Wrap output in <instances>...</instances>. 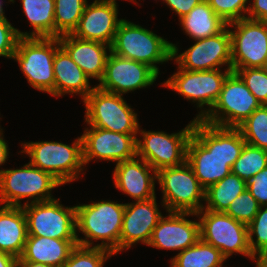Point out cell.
<instances>
[{
  "label": "cell",
  "mask_w": 267,
  "mask_h": 267,
  "mask_svg": "<svg viewBox=\"0 0 267 267\" xmlns=\"http://www.w3.org/2000/svg\"><path fill=\"white\" fill-rule=\"evenodd\" d=\"M231 36L232 72L267 67V21L243 18L227 24Z\"/></svg>",
  "instance_id": "5bb4252c"
},
{
  "label": "cell",
  "mask_w": 267,
  "mask_h": 267,
  "mask_svg": "<svg viewBox=\"0 0 267 267\" xmlns=\"http://www.w3.org/2000/svg\"><path fill=\"white\" fill-rule=\"evenodd\" d=\"M18 267H53V266L30 261H18Z\"/></svg>",
  "instance_id": "ee69618b"
},
{
  "label": "cell",
  "mask_w": 267,
  "mask_h": 267,
  "mask_svg": "<svg viewBox=\"0 0 267 267\" xmlns=\"http://www.w3.org/2000/svg\"><path fill=\"white\" fill-rule=\"evenodd\" d=\"M28 237L23 207L0 206V251L20 258Z\"/></svg>",
  "instance_id": "d4e9b609"
},
{
  "label": "cell",
  "mask_w": 267,
  "mask_h": 267,
  "mask_svg": "<svg viewBox=\"0 0 267 267\" xmlns=\"http://www.w3.org/2000/svg\"><path fill=\"white\" fill-rule=\"evenodd\" d=\"M87 3V0H55V37L73 33Z\"/></svg>",
  "instance_id": "f546056e"
},
{
  "label": "cell",
  "mask_w": 267,
  "mask_h": 267,
  "mask_svg": "<svg viewBox=\"0 0 267 267\" xmlns=\"http://www.w3.org/2000/svg\"><path fill=\"white\" fill-rule=\"evenodd\" d=\"M123 95L103 91L97 86L83 100L85 122L92 127L122 134H137V113L123 99Z\"/></svg>",
  "instance_id": "ba28073f"
},
{
  "label": "cell",
  "mask_w": 267,
  "mask_h": 267,
  "mask_svg": "<svg viewBox=\"0 0 267 267\" xmlns=\"http://www.w3.org/2000/svg\"><path fill=\"white\" fill-rule=\"evenodd\" d=\"M112 255L114 254L105 248L77 245L61 267H103Z\"/></svg>",
  "instance_id": "d6a6232c"
},
{
  "label": "cell",
  "mask_w": 267,
  "mask_h": 267,
  "mask_svg": "<svg viewBox=\"0 0 267 267\" xmlns=\"http://www.w3.org/2000/svg\"><path fill=\"white\" fill-rule=\"evenodd\" d=\"M156 174L166 212L198 213L203 209L205 189L186 161L179 166L162 168Z\"/></svg>",
  "instance_id": "52a82bcc"
},
{
  "label": "cell",
  "mask_w": 267,
  "mask_h": 267,
  "mask_svg": "<svg viewBox=\"0 0 267 267\" xmlns=\"http://www.w3.org/2000/svg\"><path fill=\"white\" fill-rule=\"evenodd\" d=\"M267 167V150L245 144L231 172L246 182Z\"/></svg>",
  "instance_id": "1f68e13d"
},
{
  "label": "cell",
  "mask_w": 267,
  "mask_h": 267,
  "mask_svg": "<svg viewBox=\"0 0 267 267\" xmlns=\"http://www.w3.org/2000/svg\"><path fill=\"white\" fill-rule=\"evenodd\" d=\"M179 21L182 30L194 41L215 36L227 27V23L214 12L206 0L196 5Z\"/></svg>",
  "instance_id": "484cf974"
},
{
  "label": "cell",
  "mask_w": 267,
  "mask_h": 267,
  "mask_svg": "<svg viewBox=\"0 0 267 267\" xmlns=\"http://www.w3.org/2000/svg\"><path fill=\"white\" fill-rule=\"evenodd\" d=\"M247 14L249 19L267 21V0H253Z\"/></svg>",
  "instance_id": "60d3db41"
},
{
  "label": "cell",
  "mask_w": 267,
  "mask_h": 267,
  "mask_svg": "<svg viewBox=\"0 0 267 267\" xmlns=\"http://www.w3.org/2000/svg\"><path fill=\"white\" fill-rule=\"evenodd\" d=\"M136 136L92 126L85 128L81 135L84 166L94 158L116 164L134 158L137 156Z\"/></svg>",
  "instance_id": "e0dca14e"
},
{
  "label": "cell",
  "mask_w": 267,
  "mask_h": 267,
  "mask_svg": "<svg viewBox=\"0 0 267 267\" xmlns=\"http://www.w3.org/2000/svg\"><path fill=\"white\" fill-rule=\"evenodd\" d=\"M75 207L76 232H82L85 237L81 239L76 235L78 245L92 247L93 240H102L94 247L108 249L114 255L119 254L125 204L101 200Z\"/></svg>",
  "instance_id": "7a4b0ae2"
},
{
  "label": "cell",
  "mask_w": 267,
  "mask_h": 267,
  "mask_svg": "<svg viewBox=\"0 0 267 267\" xmlns=\"http://www.w3.org/2000/svg\"><path fill=\"white\" fill-rule=\"evenodd\" d=\"M246 189L260 206H267V167L247 181Z\"/></svg>",
  "instance_id": "f35d334b"
},
{
  "label": "cell",
  "mask_w": 267,
  "mask_h": 267,
  "mask_svg": "<svg viewBox=\"0 0 267 267\" xmlns=\"http://www.w3.org/2000/svg\"><path fill=\"white\" fill-rule=\"evenodd\" d=\"M196 214L200 224V239L219 249L226 259L235 253L251 260L255 258L249 247L247 225L225 212L202 209Z\"/></svg>",
  "instance_id": "30bf717a"
},
{
  "label": "cell",
  "mask_w": 267,
  "mask_h": 267,
  "mask_svg": "<svg viewBox=\"0 0 267 267\" xmlns=\"http://www.w3.org/2000/svg\"><path fill=\"white\" fill-rule=\"evenodd\" d=\"M237 128L246 144L267 150V105H261Z\"/></svg>",
  "instance_id": "4dcf8cb0"
},
{
  "label": "cell",
  "mask_w": 267,
  "mask_h": 267,
  "mask_svg": "<svg viewBox=\"0 0 267 267\" xmlns=\"http://www.w3.org/2000/svg\"><path fill=\"white\" fill-rule=\"evenodd\" d=\"M190 215L197 216L191 212H168L153 229L147 246L180 252L193 246L200 239V224L185 218Z\"/></svg>",
  "instance_id": "ffe728a7"
},
{
  "label": "cell",
  "mask_w": 267,
  "mask_h": 267,
  "mask_svg": "<svg viewBox=\"0 0 267 267\" xmlns=\"http://www.w3.org/2000/svg\"><path fill=\"white\" fill-rule=\"evenodd\" d=\"M247 182L230 172L219 182L205 190V205L203 209L214 212H225L230 203L246 189Z\"/></svg>",
  "instance_id": "83f0119b"
},
{
  "label": "cell",
  "mask_w": 267,
  "mask_h": 267,
  "mask_svg": "<svg viewBox=\"0 0 267 267\" xmlns=\"http://www.w3.org/2000/svg\"><path fill=\"white\" fill-rule=\"evenodd\" d=\"M22 32L12 26L6 17L0 18V56L12 59Z\"/></svg>",
  "instance_id": "74e56055"
},
{
  "label": "cell",
  "mask_w": 267,
  "mask_h": 267,
  "mask_svg": "<svg viewBox=\"0 0 267 267\" xmlns=\"http://www.w3.org/2000/svg\"><path fill=\"white\" fill-rule=\"evenodd\" d=\"M115 165L113 179L118 190L135 201L156 197L155 181L157 174L145 160L135 156Z\"/></svg>",
  "instance_id": "44dd1931"
},
{
  "label": "cell",
  "mask_w": 267,
  "mask_h": 267,
  "mask_svg": "<svg viewBox=\"0 0 267 267\" xmlns=\"http://www.w3.org/2000/svg\"><path fill=\"white\" fill-rule=\"evenodd\" d=\"M58 39L61 47L84 71L85 75L100 82L104 75L111 46L98 41L82 40L72 34L62 35Z\"/></svg>",
  "instance_id": "7402d4cb"
},
{
  "label": "cell",
  "mask_w": 267,
  "mask_h": 267,
  "mask_svg": "<svg viewBox=\"0 0 267 267\" xmlns=\"http://www.w3.org/2000/svg\"><path fill=\"white\" fill-rule=\"evenodd\" d=\"M61 185L50 173L30 162L19 169H0V205L21 207L29 202L50 201L55 199L51 191ZM24 198L28 199L21 204Z\"/></svg>",
  "instance_id": "5b68a950"
},
{
  "label": "cell",
  "mask_w": 267,
  "mask_h": 267,
  "mask_svg": "<svg viewBox=\"0 0 267 267\" xmlns=\"http://www.w3.org/2000/svg\"><path fill=\"white\" fill-rule=\"evenodd\" d=\"M116 0H95L86 4L82 17L72 35L82 40L98 41L109 46L119 23Z\"/></svg>",
  "instance_id": "ac0fdd59"
},
{
  "label": "cell",
  "mask_w": 267,
  "mask_h": 267,
  "mask_svg": "<svg viewBox=\"0 0 267 267\" xmlns=\"http://www.w3.org/2000/svg\"><path fill=\"white\" fill-rule=\"evenodd\" d=\"M158 75L152 67L145 63L110 52L103 78L96 86L103 91L123 95L137 89L150 87Z\"/></svg>",
  "instance_id": "2e32d148"
},
{
  "label": "cell",
  "mask_w": 267,
  "mask_h": 267,
  "mask_svg": "<svg viewBox=\"0 0 267 267\" xmlns=\"http://www.w3.org/2000/svg\"><path fill=\"white\" fill-rule=\"evenodd\" d=\"M214 12L227 24L246 18L250 0H206Z\"/></svg>",
  "instance_id": "8d00e7d4"
},
{
  "label": "cell",
  "mask_w": 267,
  "mask_h": 267,
  "mask_svg": "<svg viewBox=\"0 0 267 267\" xmlns=\"http://www.w3.org/2000/svg\"><path fill=\"white\" fill-rule=\"evenodd\" d=\"M235 73L261 105H267V67L237 69Z\"/></svg>",
  "instance_id": "e575fe53"
},
{
  "label": "cell",
  "mask_w": 267,
  "mask_h": 267,
  "mask_svg": "<svg viewBox=\"0 0 267 267\" xmlns=\"http://www.w3.org/2000/svg\"><path fill=\"white\" fill-rule=\"evenodd\" d=\"M60 199L23 205L28 236L77 240L76 207H64Z\"/></svg>",
  "instance_id": "4fadbf2b"
},
{
  "label": "cell",
  "mask_w": 267,
  "mask_h": 267,
  "mask_svg": "<svg viewBox=\"0 0 267 267\" xmlns=\"http://www.w3.org/2000/svg\"><path fill=\"white\" fill-rule=\"evenodd\" d=\"M226 258L213 245L199 239L171 259L172 267H222Z\"/></svg>",
  "instance_id": "f1b7e54d"
},
{
  "label": "cell",
  "mask_w": 267,
  "mask_h": 267,
  "mask_svg": "<svg viewBox=\"0 0 267 267\" xmlns=\"http://www.w3.org/2000/svg\"><path fill=\"white\" fill-rule=\"evenodd\" d=\"M23 12L33 31L22 37H55V0H21Z\"/></svg>",
  "instance_id": "4316f807"
},
{
  "label": "cell",
  "mask_w": 267,
  "mask_h": 267,
  "mask_svg": "<svg viewBox=\"0 0 267 267\" xmlns=\"http://www.w3.org/2000/svg\"><path fill=\"white\" fill-rule=\"evenodd\" d=\"M30 158V163L50 173L62 185L77 180L83 171V150L81 136L72 145L58 141H38L21 143Z\"/></svg>",
  "instance_id": "3957f363"
},
{
  "label": "cell",
  "mask_w": 267,
  "mask_h": 267,
  "mask_svg": "<svg viewBox=\"0 0 267 267\" xmlns=\"http://www.w3.org/2000/svg\"><path fill=\"white\" fill-rule=\"evenodd\" d=\"M251 253L267 256V206H260L254 219L247 225ZM255 236L256 239L253 237Z\"/></svg>",
  "instance_id": "836d02e7"
},
{
  "label": "cell",
  "mask_w": 267,
  "mask_h": 267,
  "mask_svg": "<svg viewBox=\"0 0 267 267\" xmlns=\"http://www.w3.org/2000/svg\"><path fill=\"white\" fill-rule=\"evenodd\" d=\"M2 130L3 129H1V126H0V166L5 164L9 156V148H8V145L5 139L3 138Z\"/></svg>",
  "instance_id": "7bdbcfd3"
},
{
  "label": "cell",
  "mask_w": 267,
  "mask_h": 267,
  "mask_svg": "<svg viewBox=\"0 0 267 267\" xmlns=\"http://www.w3.org/2000/svg\"><path fill=\"white\" fill-rule=\"evenodd\" d=\"M253 261H256V267H267V256H257Z\"/></svg>",
  "instance_id": "f6af8a7d"
},
{
  "label": "cell",
  "mask_w": 267,
  "mask_h": 267,
  "mask_svg": "<svg viewBox=\"0 0 267 267\" xmlns=\"http://www.w3.org/2000/svg\"><path fill=\"white\" fill-rule=\"evenodd\" d=\"M61 47L57 37H20L12 59L28 83L42 92L54 96V55Z\"/></svg>",
  "instance_id": "8992f818"
},
{
  "label": "cell",
  "mask_w": 267,
  "mask_h": 267,
  "mask_svg": "<svg viewBox=\"0 0 267 267\" xmlns=\"http://www.w3.org/2000/svg\"><path fill=\"white\" fill-rule=\"evenodd\" d=\"M111 52L131 60L145 63L158 74L156 64L172 60L171 42L138 24L123 19L117 28Z\"/></svg>",
  "instance_id": "277c9868"
},
{
  "label": "cell",
  "mask_w": 267,
  "mask_h": 267,
  "mask_svg": "<svg viewBox=\"0 0 267 267\" xmlns=\"http://www.w3.org/2000/svg\"><path fill=\"white\" fill-rule=\"evenodd\" d=\"M259 208L260 205L256 199L245 189L230 203L225 213L238 222L248 225L256 216Z\"/></svg>",
  "instance_id": "d590c367"
},
{
  "label": "cell",
  "mask_w": 267,
  "mask_h": 267,
  "mask_svg": "<svg viewBox=\"0 0 267 267\" xmlns=\"http://www.w3.org/2000/svg\"><path fill=\"white\" fill-rule=\"evenodd\" d=\"M53 69L55 97L78 94L84 100L95 88L90 87L89 78L62 47L54 55Z\"/></svg>",
  "instance_id": "603a6c76"
},
{
  "label": "cell",
  "mask_w": 267,
  "mask_h": 267,
  "mask_svg": "<svg viewBox=\"0 0 267 267\" xmlns=\"http://www.w3.org/2000/svg\"><path fill=\"white\" fill-rule=\"evenodd\" d=\"M171 45L172 59L184 70L221 69L222 65L232 68L231 36L228 26L215 36L195 40L194 45L180 54L177 45L172 42Z\"/></svg>",
  "instance_id": "9a60e30c"
},
{
  "label": "cell",
  "mask_w": 267,
  "mask_h": 267,
  "mask_svg": "<svg viewBox=\"0 0 267 267\" xmlns=\"http://www.w3.org/2000/svg\"><path fill=\"white\" fill-rule=\"evenodd\" d=\"M245 144L238 128L220 127L195 120L187 144L186 162L206 190L231 172Z\"/></svg>",
  "instance_id": "6da1fadb"
},
{
  "label": "cell",
  "mask_w": 267,
  "mask_h": 267,
  "mask_svg": "<svg viewBox=\"0 0 267 267\" xmlns=\"http://www.w3.org/2000/svg\"><path fill=\"white\" fill-rule=\"evenodd\" d=\"M77 245V240L28 236L23 253L18 261H30L61 267L69 259L72 250Z\"/></svg>",
  "instance_id": "cb8c5ba5"
},
{
  "label": "cell",
  "mask_w": 267,
  "mask_h": 267,
  "mask_svg": "<svg viewBox=\"0 0 267 267\" xmlns=\"http://www.w3.org/2000/svg\"><path fill=\"white\" fill-rule=\"evenodd\" d=\"M195 120L177 133L138 130L137 156L145 160L156 172L165 167H174L186 161L187 144L192 136ZM143 139V140H142Z\"/></svg>",
  "instance_id": "8fae6325"
},
{
  "label": "cell",
  "mask_w": 267,
  "mask_h": 267,
  "mask_svg": "<svg viewBox=\"0 0 267 267\" xmlns=\"http://www.w3.org/2000/svg\"><path fill=\"white\" fill-rule=\"evenodd\" d=\"M162 217L156 197L125 203L120 234V252L130 249L137 242L148 245L153 229Z\"/></svg>",
  "instance_id": "d6986e66"
},
{
  "label": "cell",
  "mask_w": 267,
  "mask_h": 267,
  "mask_svg": "<svg viewBox=\"0 0 267 267\" xmlns=\"http://www.w3.org/2000/svg\"><path fill=\"white\" fill-rule=\"evenodd\" d=\"M3 1L2 0H0V18H4V17H6L5 16V13H4V8H3Z\"/></svg>",
  "instance_id": "bcb514c9"
},
{
  "label": "cell",
  "mask_w": 267,
  "mask_h": 267,
  "mask_svg": "<svg viewBox=\"0 0 267 267\" xmlns=\"http://www.w3.org/2000/svg\"><path fill=\"white\" fill-rule=\"evenodd\" d=\"M231 72L232 68L228 67L223 72L221 69L189 71L178 66V71L161 85L196 102L197 108L203 109L194 120H202L218 100L223 83Z\"/></svg>",
  "instance_id": "9c48e42d"
},
{
  "label": "cell",
  "mask_w": 267,
  "mask_h": 267,
  "mask_svg": "<svg viewBox=\"0 0 267 267\" xmlns=\"http://www.w3.org/2000/svg\"><path fill=\"white\" fill-rule=\"evenodd\" d=\"M175 12L179 19L187 15L196 5L203 0H162Z\"/></svg>",
  "instance_id": "ab89813d"
},
{
  "label": "cell",
  "mask_w": 267,
  "mask_h": 267,
  "mask_svg": "<svg viewBox=\"0 0 267 267\" xmlns=\"http://www.w3.org/2000/svg\"><path fill=\"white\" fill-rule=\"evenodd\" d=\"M261 103L242 79L231 72L225 79L219 98L202 121L220 127L237 128Z\"/></svg>",
  "instance_id": "7c38bea8"
},
{
  "label": "cell",
  "mask_w": 267,
  "mask_h": 267,
  "mask_svg": "<svg viewBox=\"0 0 267 267\" xmlns=\"http://www.w3.org/2000/svg\"><path fill=\"white\" fill-rule=\"evenodd\" d=\"M0 267H18V258L0 251Z\"/></svg>",
  "instance_id": "b9f144b4"
}]
</instances>
